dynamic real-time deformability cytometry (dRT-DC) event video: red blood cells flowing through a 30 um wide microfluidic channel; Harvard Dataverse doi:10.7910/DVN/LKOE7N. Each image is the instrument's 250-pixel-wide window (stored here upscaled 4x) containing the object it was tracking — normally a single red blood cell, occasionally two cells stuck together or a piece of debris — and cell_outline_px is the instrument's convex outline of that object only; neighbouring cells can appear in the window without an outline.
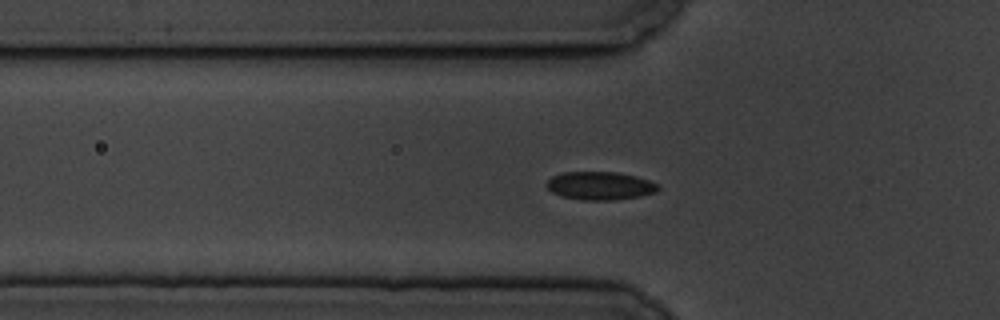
{"species": "common noctule bat (a hibernating species)", "species_latin": "Nyctalus noctula", "temperature_condition": "cold", "stored_images_in_passage": 58, "camera_frame_rate_fps": 3000, "um_per_image_px": 0.085, "animal": {"sex": "male", "body_mass_g": 19.5, "forearm_length_mm": 54.6}, "frame": {"image": 1, "passage_image": 19, "time_ms": 6.0, "image_size_px": [1000, 320], "cell_outline_px": [[660, 188], [656, 192], [640, 196], [612, 200], [580, 200], [560, 196], [552, 192], [544, 184], [552, 176], [564, 172], [616, 172], [636, 176], [648, 180], [656, 184]], "centroid_in_image_um": [50.97, 15.79], "position_along_channel_um": 74.8, "area_um2": 18.32}}
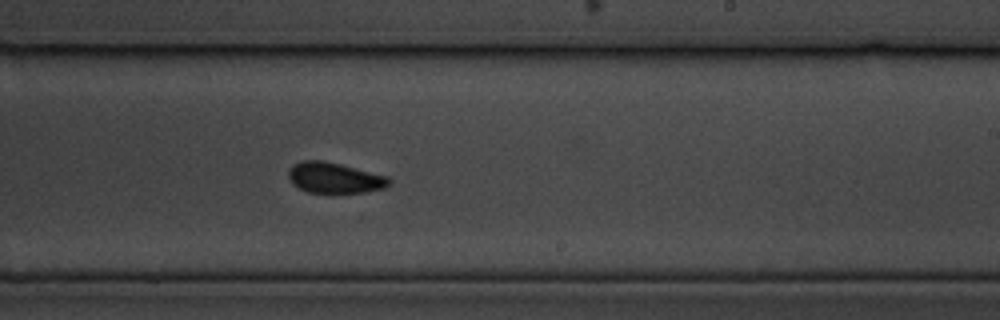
{"frame": {"image": 2, "passage_image": 35, "time_ms": 11.333, "image_size_px": [1000, 320], "cell_outline_px": [[392, 184], [384, 188], [364, 192], [308, 192], [292, 184], [288, 176], [288, 172], [292, 164], [304, 160], [324, 160], [388, 176], [392, 180]], "centroid_in_image_um": [28.45, 15.1], "position_along_channel_um": 260.6, "area_um2": 17.98}}
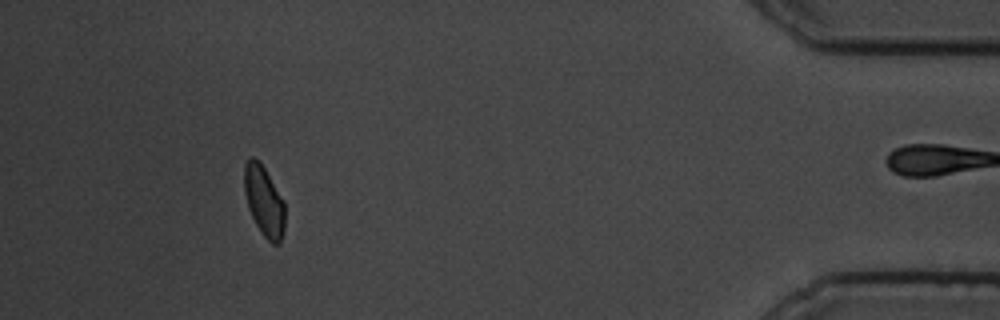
{"frame": {"image": 3, "passage_image": 53, "time_ms": 17.333, "image_size_px": [1000, 320], "cell_outline_px": [[284, 232], [280, 244], [272, 244], [264, 236], [256, 224], [248, 208], [244, 192], [244, 164], [252, 156], [260, 160], [284, 200]], "centroid_in_image_um": [22.44, 17.07], "position_along_channel_um": 412.8, "area_um2": 16.82}, "authors_computed_cell_mechanics": {"area_um2": 17.8891, "velocity_mm_per_s": 3.4834, "shape_relaxation_time_tau1_ms": 10.82, "shape_relaxation_time_tau2_ms": 0.8864, "deformation_change_tau1": 0.1965, "deformation_change_tau2": 0.0529}}